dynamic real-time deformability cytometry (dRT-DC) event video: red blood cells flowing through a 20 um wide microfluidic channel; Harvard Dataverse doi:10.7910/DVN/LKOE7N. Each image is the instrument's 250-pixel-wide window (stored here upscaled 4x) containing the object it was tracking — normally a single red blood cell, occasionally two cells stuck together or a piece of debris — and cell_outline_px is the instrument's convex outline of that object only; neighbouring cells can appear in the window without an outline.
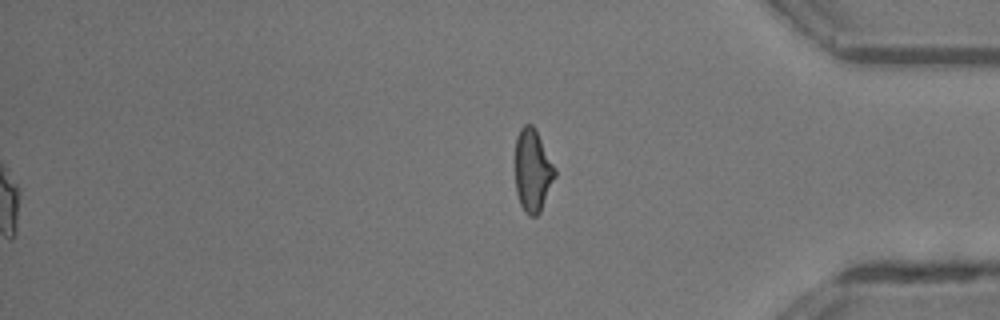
{"species": "common noctule bat (a hibernating species)", "species_latin": "Nyctalus noctula", "temperature_condition": "room temperature", "stored_images_in_passage": 35, "camera_frame_rate_fps": 3000, "um_per_image_px": 0.085, "animal": {"sex": "male", "body_mass_g": 13.3}, "frame": {"image": 1, "passage_image": 35, "time_ms": 11.333, "image_size_px": [1000, 320], "cell_outline_px": [[556, 176], [540, 212], [536, 216], [528, 216], [524, 212], [520, 204], [516, 192], [516, 136], [520, 128], [524, 124], [532, 124], [536, 128], [556, 168]], "centroid_in_image_um": [45.29, 14.48], "position_along_channel_um": 389.9, "area_um2": 19.36}, "authors_computed_cell_mechanics": {"area_um2": 19.4208, "velocity_mm_per_s": 4.2357, "shape_relaxation_time_tau1_ms": 4.1624, "shape_relaxation_time_tau2_ms": 2.1288, "deformation_change_tau1": 0.1566, "deformation_change_tau2": 0.0893}}